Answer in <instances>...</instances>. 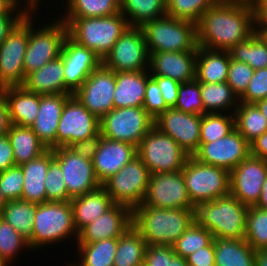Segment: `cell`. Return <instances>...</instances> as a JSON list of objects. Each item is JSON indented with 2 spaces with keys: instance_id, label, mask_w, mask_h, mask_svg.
Segmentation results:
<instances>
[{
  "instance_id": "ee69618b",
  "label": "cell",
  "mask_w": 267,
  "mask_h": 266,
  "mask_svg": "<svg viewBox=\"0 0 267 266\" xmlns=\"http://www.w3.org/2000/svg\"><path fill=\"white\" fill-rule=\"evenodd\" d=\"M244 239L256 251L267 249V209L249 207Z\"/></svg>"
},
{
  "instance_id": "cb8c5ba5",
  "label": "cell",
  "mask_w": 267,
  "mask_h": 266,
  "mask_svg": "<svg viewBox=\"0 0 267 266\" xmlns=\"http://www.w3.org/2000/svg\"><path fill=\"white\" fill-rule=\"evenodd\" d=\"M197 51L152 52L149 54V73L169 77L180 83L195 80Z\"/></svg>"
},
{
  "instance_id": "2a66077c",
  "label": "cell",
  "mask_w": 267,
  "mask_h": 266,
  "mask_svg": "<svg viewBox=\"0 0 267 266\" xmlns=\"http://www.w3.org/2000/svg\"><path fill=\"white\" fill-rule=\"evenodd\" d=\"M239 1H247V2H252L253 0H239Z\"/></svg>"
},
{
  "instance_id": "30bf717a",
  "label": "cell",
  "mask_w": 267,
  "mask_h": 266,
  "mask_svg": "<svg viewBox=\"0 0 267 266\" xmlns=\"http://www.w3.org/2000/svg\"><path fill=\"white\" fill-rule=\"evenodd\" d=\"M137 156L151 174L181 171L190 155L153 126L137 146Z\"/></svg>"
},
{
  "instance_id": "9c48e42d",
  "label": "cell",
  "mask_w": 267,
  "mask_h": 266,
  "mask_svg": "<svg viewBox=\"0 0 267 266\" xmlns=\"http://www.w3.org/2000/svg\"><path fill=\"white\" fill-rule=\"evenodd\" d=\"M188 196L195 207L230 194V172L190 156L182 168Z\"/></svg>"
},
{
  "instance_id": "83f0119b",
  "label": "cell",
  "mask_w": 267,
  "mask_h": 266,
  "mask_svg": "<svg viewBox=\"0 0 267 266\" xmlns=\"http://www.w3.org/2000/svg\"><path fill=\"white\" fill-rule=\"evenodd\" d=\"M54 159L53 149H48L40 157L19 165L24 174L22 199L34 204L47 202L45 177Z\"/></svg>"
},
{
  "instance_id": "ac0fdd59",
  "label": "cell",
  "mask_w": 267,
  "mask_h": 266,
  "mask_svg": "<svg viewBox=\"0 0 267 266\" xmlns=\"http://www.w3.org/2000/svg\"><path fill=\"white\" fill-rule=\"evenodd\" d=\"M250 155V143L234 129L227 136L211 143H200L192 155L196 160L232 171Z\"/></svg>"
},
{
  "instance_id": "484cf974",
  "label": "cell",
  "mask_w": 267,
  "mask_h": 266,
  "mask_svg": "<svg viewBox=\"0 0 267 266\" xmlns=\"http://www.w3.org/2000/svg\"><path fill=\"white\" fill-rule=\"evenodd\" d=\"M6 100L12 124L31 127L38 115L40 94L28 91L23 85L0 89Z\"/></svg>"
},
{
  "instance_id": "e575fe53",
  "label": "cell",
  "mask_w": 267,
  "mask_h": 266,
  "mask_svg": "<svg viewBox=\"0 0 267 266\" xmlns=\"http://www.w3.org/2000/svg\"><path fill=\"white\" fill-rule=\"evenodd\" d=\"M120 13L129 26L142 27L147 22L167 15L166 0H120Z\"/></svg>"
},
{
  "instance_id": "bcb514c9",
  "label": "cell",
  "mask_w": 267,
  "mask_h": 266,
  "mask_svg": "<svg viewBox=\"0 0 267 266\" xmlns=\"http://www.w3.org/2000/svg\"><path fill=\"white\" fill-rule=\"evenodd\" d=\"M26 247L30 249L28 240L0 217V258L9 265L14 260L16 263V256H19L21 250Z\"/></svg>"
},
{
  "instance_id": "d590c367",
  "label": "cell",
  "mask_w": 267,
  "mask_h": 266,
  "mask_svg": "<svg viewBox=\"0 0 267 266\" xmlns=\"http://www.w3.org/2000/svg\"><path fill=\"white\" fill-rule=\"evenodd\" d=\"M146 241L130 226L119 238L114 266H143Z\"/></svg>"
},
{
  "instance_id": "44dd1931",
  "label": "cell",
  "mask_w": 267,
  "mask_h": 266,
  "mask_svg": "<svg viewBox=\"0 0 267 266\" xmlns=\"http://www.w3.org/2000/svg\"><path fill=\"white\" fill-rule=\"evenodd\" d=\"M201 120L202 115L168 108L154 120V126L173 138L186 153L192 156L200 146Z\"/></svg>"
},
{
  "instance_id": "9f6ffc18",
  "label": "cell",
  "mask_w": 267,
  "mask_h": 266,
  "mask_svg": "<svg viewBox=\"0 0 267 266\" xmlns=\"http://www.w3.org/2000/svg\"><path fill=\"white\" fill-rule=\"evenodd\" d=\"M35 7H17L10 15H0V44L12 29Z\"/></svg>"
},
{
  "instance_id": "1f68e13d",
  "label": "cell",
  "mask_w": 267,
  "mask_h": 266,
  "mask_svg": "<svg viewBox=\"0 0 267 266\" xmlns=\"http://www.w3.org/2000/svg\"><path fill=\"white\" fill-rule=\"evenodd\" d=\"M215 266H256V250L245 239L214 238Z\"/></svg>"
},
{
  "instance_id": "d6a6232c",
  "label": "cell",
  "mask_w": 267,
  "mask_h": 266,
  "mask_svg": "<svg viewBox=\"0 0 267 266\" xmlns=\"http://www.w3.org/2000/svg\"><path fill=\"white\" fill-rule=\"evenodd\" d=\"M7 135L14 152L15 165L36 159L48 150L31 127L12 124Z\"/></svg>"
},
{
  "instance_id": "680465c9",
  "label": "cell",
  "mask_w": 267,
  "mask_h": 266,
  "mask_svg": "<svg viewBox=\"0 0 267 266\" xmlns=\"http://www.w3.org/2000/svg\"><path fill=\"white\" fill-rule=\"evenodd\" d=\"M15 166L14 152L7 133L0 136V172Z\"/></svg>"
},
{
  "instance_id": "7bdbcfd3",
  "label": "cell",
  "mask_w": 267,
  "mask_h": 266,
  "mask_svg": "<svg viewBox=\"0 0 267 266\" xmlns=\"http://www.w3.org/2000/svg\"><path fill=\"white\" fill-rule=\"evenodd\" d=\"M214 237L206 228L202 227L197 221L175 241L172 245L177 256L186 259L193 252L208 246Z\"/></svg>"
},
{
  "instance_id": "2644e50d",
  "label": "cell",
  "mask_w": 267,
  "mask_h": 266,
  "mask_svg": "<svg viewBox=\"0 0 267 266\" xmlns=\"http://www.w3.org/2000/svg\"><path fill=\"white\" fill-rule=\"evenodd\" d=\"M8 201L5 199L4 195H3V192L1 190V187H0V214H1V211H2V208L4 207V205L7 203Z\"/></svg>"
},
{
  "instance_id": "6125c7cd",
  "label": "cell",
  "mask_w": 267,
  "mask_h": 266,
  "mask_svg": "<svg viewBox=\"0 0 267 266\" xmlns=\"http://www.w3.org/2000/svg\"><path fill=\"white\" fill-rule=\"evenodd\" d=\"M22 1L24 6H22ZM17 7L34 6L28 0H0V15H10Z\"/></svg>"
},
{
  "instance_id": "816d5d0a",
  "label": "cell",
  "mask_w": 267,
  "mask_h": 266,
  "mask_svg": "<svg viewBox=\"0 0 267 266\" xmlns=\"http://www.w3.org/2000/svg\"><path fill=\"white\" fill-rule=\"evenodd\" d=\"M267 98V67L256 69L240 102L256 103Z\"/></svg>"
},
{
  "instance_id": "e7e4bbea",
  "label": "cell",
  "mask_w": 267,
  "mask_h": 266,
  "mask_svg": "<svg viewBox=\"0 0 267 266\" xmlns=\"http://www.w3.org/2000/svg\"><path fill=\"white\" fill-rule=\"evenodd\" d=\"M254 207L258 209H263V210L267 209V177L264 180L263 185H262L260 199Z\"/></svg>"
},
{
  "instance_id": "f35d334b",
  "label": "cell",
  "mask_w": 267,
  "mask_h": 266,
  "mask_svg": "<svg viewBox=\"0 0 267 266\" xmlns=\"http://www.w3.org/2000/svg\"><path fill=\"white\" fill-rule=\"evenodd\" d=\"M234 117L235 129L249 143L267 131V120L255 103L240 102Z\"/></svg>"
},
{
  "instance_id": "3957f363",
  "label": "cell",
  "mask_w": 267,
  "mask_h": 266,
  "mask_svg": "<svg viewBox=\"0 0 267 266\" xmlns=\"http://www.w3.org/2000/svg\"><path fill=\"white\" fill-rule=\"evenodd\" d=\"M60 19L68 27V36L77 44L92 50L102 61L129 27L121 13L104 17Z\"/></svg>"
},
{
  "instance_id": "ffe728a7",
  "label": "cell",
  "mask_w": 267,
  "mask_h": 266,
  "mask_svg": "<svg viewBox=\"0 0 267 266\" xmlns=\"http://www.w3.org/2000/svg\"><path fill=\"white\" fill-rule=\"evenodd\" d=\"M267 177V160L249 155L230 171V194L248 207L260 199Z\"/></svg>"
},
{
  "instance_id": "ba28073f",
  "label": "cell",
  "mask_w": 267,
  "mask_h": 266,
  "mask_svg": "<svg viewBox=\"0 0 267 266\" xmlns=\"http://www.w3.org/2000/svg\"><path fill=\"white\" fill-rule=\"evenodd\" d=\"M100 136V119L72 95L65 103L56 132V148H88Z\"/></svg>"
},
{
  "instance_id": "52a82bcc",
  "label": "cell",
  "mask_w": 267,
  "mask_h": 266,
  "mask_svg": "<svg viewBox=\"0 0 267 266\" xmlns=\"http://www.w3.org/2000/svg\"><path fill=\"white\" fill-rule=\"evenodd\" d=\"M38 9L39 7H35L29 12V39L24 56V73L26 76L30 72L43 67L49 61L58 58L64 40L68 36V27L60 18L46 25H38L37 29L34 24L37 18L33 15L34 13L37 14Z\"/></svg>"
},
{
  "instance_id": "b9f144b4",
  "label": "cell",
  "mask_w": 267,
  "mask_h": 266,
  "mask_svg": "<svg viewBox=\"0 0 267 266\" xmlns=\"http://www.w3.org/2000/svg\"><path fill=\"white\" fill-rule=\"evenodd\" d=\"M235 129L233 113H206L202 115L200 143H211L227 136Z\"/></svg>"
},
{
  "instance_id": "74e56055",
  "label": "cell",
  "mask_w": 267,
  "mask_h": 266,
  "mask_svg": "<svg viewBox=\"0 0 267 266\" xmlns=\"http://www.w3.org/2000/svg\"><path fill=\"white\" fill-rule=\"evenodd\" d=\"M36 204L23 199L8 201L2 208L0 217L18 233L29 240L33 233Z\"/></svg>"
},
{
  "instance_id": "94428289",
  "label": "cell",
  "mask_w": 267,
  "mask_h": 266,
  "mask_svg": "<svg viewBox=\"0 0 267 266\" xmlns=\"http://www.w3.org/2000/svg\"><path fill=\"white\" fill-rule=\"evenodd\" d=\"M12 123L9 116V110L3 92L0 90V136L6 134Z\"/></svg>"
},
{
  "instance_id": "7a4b0ae2",
  "label": "cell",
  "mask_w": 267,
  "mask_h": 266,
  "mask_svg": "<svg viewBox=\"0 0 267 266\" xmlns=\"http://www.w3.org/2000/svg\"><path fill=\"white\" fill-rule=\"evenodd\" d=\"M195 221V209L137 206L132 210V226L147 245L172 246Z\"/></svg>"
},
{
  "instance_id": "4fadbf2b",
  "label": "cell",
  "mask_w": 267,
  "mask_h": 266,
  "mask_svg": "<svg viewBox=\"0 0 267 266\" xmlns=\"http://www.w3.org/2000/svg\"><path fill=\"white\" fill-rule=\"evenodd\" d=\"M150 175L146 165L136 156L119 172L107 179L102 186L114 204L125 205L133 210L141 205L145 198Z\"/></svg>"
},
{
  "instance_id": "603a6c76",
  "label": "cell",
  "mask_w": 267,
  "mask_h": 266,
  "mask_svg": "<svg viewBox=\"0 0 267 266\" xmlns=\"http://www.w3.org/2000/svg\"><path fill=\"white\" fill-rule=\"evenodd\" d=\"M130 226H132V210L125 205L114 204L78 233L77 243L119 238Z\"/></svg>"
},
{
  "instance_id": "f6af8a7d",
  "label": "cell",
  "mask_w": 267,
  "mask_h": 266,
  "mask_svg": "<svg viewBox=\"0 0 267 266\" xmlns=\"http://www.w3.org/2000/svg\"><path fill=\"white\" fill-rule=\"evenodd\" d=\"M218 0H166L168 16L197 24L203 13Z\"/></svg>"
},
{
  "instance_id": "4316f807",
  "label": "cell",
  "mask_w": 267,
  "mask_h": 266,
  "mask_svg": "<svg viewBox=\"0 0 267 266\" xmlns=\"http://www.w3.org/2000/svg\"><path fill=\"white\" fill-rule=\"evenodd\" d=\"M149 70L115 72L114 108L142 107Z\"/></svg>"
},
{
  "instance_id": "d4e9b609",
  "label": "cell",
  "mask_w": 267,
  "mask_h": 266,
  "mask_svg": "<svg viewBox=\"0 0 267 266\" xmlns=\"http://www.w3.org/2000/svg\"><path fill=\"white\" fill-rule=\"evenodd\" d=\"M71 96V94L40 95L38 115L31 128L48 149L56 148V132L61 113Z\"/></svg>"
},
{
  "instance_id": "7c38bea8",
  "label": "cell",
  "mask_w": 267,
  "mask_h": 266,
  "mask_svg": "<svg viewBox=\"0 0 267 266\" xmlns=\"http://www.w3.org/2000/svg\"><path fill=\"white\" fill-rule=\"evenodd\" d=\"M153 126L143 107L113 108L100 119V136L137 147Z\"/></svg>"
},
{
  "instance_id": "8c879c8a",
  "label": "cell",
  "mask_w": 267,
  "mask_h": 266,
  "mask_svg": "<svg viewBox=\"0 0 267 266\" xmlns=\"http://www.w3.org/2000/svg\"><path fill=\"white\" fill-rule=\"evenodd\" d=\"M0 266H10L9 264H7L4 260H2L0 258Z\"/></svg>"
},
{
  "instance_id": "34e18365",
  "label": "cell",
  "mask_w": 267,
  "mask_h": 266,
  "mask_svg": "<svg viewBox=\"0 0 267 266\" xmlns=\"http://www.w3.org/2000/svg\"><path fill=\"white\" fill-rule=\"evenodd\" d=\"M75 263H76V264H75ZM68 265H69V266H79V265L77 264V262H74V263H73V262H72V263L70 262ZM66 266H67V265H66Z\"/></svg>"
},
{
  "instance_id": "60d3db41",
  "label": "cell",
  "mask_w": 267,
  "mask_h": 266,
  "mask_svg": "<svg viewBox=\"0 0 267 266\" xmlns=\"http://www.w3.org/2000/svg\"><path fill=\"white\" fill-rule=\"evenodd\" d=\"M59 18L104 17L120 13V0H67Z\"/></svg>"
},
{
  "instance_id": "f5cc1de1",
  "label": "cell",
  "mask_w": 267,
  "mask_h": 266,
  "mask_svg": "<svg viewBox=\"0 0 267 266\" xmlns=\"http://www.w3.org/2000/svg\"><path fill=\"white\" fill-rule=\"evenodd\" d=\"M142 107L154 120L169 108L161 95L157 82L151 76L147 80Z\"/></svg>"
},
{
  "instance_id": "f1b7e54d",
  "label": "cell",
  "mask_w": 267,
  "mask_h": 266,
  "mask_svg": "<svg viewBox=\"0 0 267 266\" xmlns=\"http://www.w3.org/2000/svg\"><path fill=\"white\" fill-rule=\"evenodd\" d=\"M70 203L73 210V224L78 233L114 205L102 185L83 196L71 199Z\"/></svg>"
},
{
  "instance_id": "7402d4cb",
  "label": "cell",
  "mask_w": 267,
  "mask_h": 266,
  "mask_svg": "<svg viewBox=\"0 0 267 266\" xmlns=\"http://www.w3.org/2000/svg\"><path fill=\"white\" fill-rule=\"evenodd\" d=\"M60 56L63 61L65 90L71 95L102 63L92 50L77 44L69 36L64 40Z\"/></svg>"
},
{
  "instance_id": "db71d44e",
  "label": "cell",
  "mask_w": 267,
  "mask_h": 266,
  "mask_svg": "<svg viewBox=\"0 0 267 266\" xmlns=\"http://www.w3.org/2000/svg\"><path fill=\"white\" fill-rule=\"evenodd\" d=\"M175 255L172 246L147 245L143 266H170V260Z\"/></svg>"
},
{
  "instance_id": "d6986e66",
  "label": "cell",
  "mask_w": 267,
  "mask_h": 266,
  "mask_svg": "<svg viewBox=\"0 0 267 266\" xmlns=\"http://www.w3.org/2000/svg\"><path fill=\"white\" fill-rule=\"evenodd\" d=\"M95 176L101 185L137 156V147L99 136L89 147Z\"/></svg>"
},
{
  "instance_id": "2e32d148",
  "label": "cell",
  "mask_w": 267,
  "mask_h": 266,
  "mask_svg": "<svg viewBox=\"0 0 267 266\" xmlns=\"http://www.w3.org/2000/svg\"><path fill=\"white\" fill-rule=\"evenodd\" d=\"M139 206L195 209L182 171L151 174L145 198Z\"/></svg>"
},
{
  "instance_id": "f907efd6",
  "label": "cell",
  "mask_w": 267,
  "mask_h": 266,
  "mask_svg": "<svg viewBox=\"0 0 267 266\" xmlns=\"http://www.w3.org/2000/svg\"><path fill=\"white\" fill-rule=\"evenodd\" d=\"M254 69L244 62L236 61L230 58L227 73V84L240 97L248 87V84L254 74Z\"/></svg>"
},
{
  "instance_id": "be15d7a7",
  "label": "cell",
  "mask_w": 267,
  "mask_h": 266,
  "mask_svg": "<svg viewBox=\"0 0 267 266\" xmlns=\"http://www.w3.org/2000/svg\"><path fill=\"white\" fill-rule=\"evenodd\" d=\"M252 7L256 20H267V0H253Z\"/></svg>"
},
{
  "instance_id": "4dcf8cb0",
  "label": "cell",
  "mask_w": 267,
  "mask_h": 266,
  "mask_svg": "<svg viewBox=\"0 0 267 266\" xmlns=\"http://www.w3.org/2000/svg\"><path fill=\"white\" fill-rule=\"evenodd\" d=\"M229 51L197 48L195 79L200 83L227 82Z\"/></svg>"
},
{
  "instance_id": "277c9868",
  "label": "cell",
  "mask_w": 267,
  "mask_h": 266,
  "mask_svg": "<svg viewBox=\"0 0 267 266\" xmlns=\"http://www.w3.org/2000/svg\"><path fill=\"white\" fill-rule=\"evenodd\" d=\"M249 207L231 194L199 204L195 220L214 238L244 239Z\"/></svg>"
},
{
  "instance_id": "7dc6e473",
  "label": "cell",
  "mask_w": 267,
  "mask_h": 266,
  "mask_svg": "<svg viewBox=\"0 0 267 266\" xmlns=\"http://www.w3.org/2000/svg\"><path fill=\"white\" fill-rule=\"evenodd\" d=\"M188 114L204 115V106L201 98L200 82L196 79L181 83L178 97L173 107Z\"/></svg>"
},
{
  "instance_id": "8992f818",
  "label": "cell",
  "mask_w": 267,
  "mask_h": 266,
  "mask_svg": "<svg viewBox=\"0 0 267 266\" xmlns=\"http://www.w3.org/2000/svg\"><path fill=\"white\" fill-rule=\"evenodd\" d=\"M148 53L197 51V24L168 15L142 27Z\"/></svg>"
},
{
  "instance_id": "6f0895ef",
  "label": "cell",
  "mask_w": 267,
  "mask_h": 266,
  "mask_svg": "<svg viewBox=\"0 0 267 266\" xmlns=\"http://www.w3.org/2000/svg\"><path fill=\"white\" fill-rule=\"evenodd\" d=\"M214 242L190 254L187 258L188 266H215Z\"/></svg>"
},
{
  "instance_id": "6da1fadb",
  "label": "cell",
  "mask_w": 267,
  "mask_h": 266,
  "mask_svg": "<svg viewBox=\"0 0 267 266\" xmlns=\"http://www.w3.org/2000/svg\"><path fill=\"white\" fill-rule=\"evenodd\" d=\"M257 30L251 2L218 0L197 23V44L212 50L229 51Z\"/></svg>"
},
{
  "instance_id": "9a60e30c",
  "label": "cell",
  "mask_w": 267,
  "mask_h": 266,
  "mask_svg": "<svg viewBox=\"0 0 267 266\" xmlns=\"http://www.w3.org/2000/svg\"><path fill=\"white\" fill-rule=\"evenodd\" d=\"M102 63L114 72L148 70L149 53L142 28L129 26Z\"/></svg>"
},
{
  "instance_id": "5b68a950",
  "label": "cell",
  "mask_w": 267,
  "mask_h": 266,
  "mask_svg": "<svg viewBox=\"0 0 267 266\" xmlns=\"http://www.w3.org/2000/svg\"><path fill=\"white\" fill-rule=\"evenodd\" d=\"M77 243L78 232L73 224L70 201L36 204L33 233L28 240L30 250L37 251L45 246L72 239ZM76 237V238H74Z\"/></svg>"
},
{
  "instance_id": "ab89813d",
  "label": "cell",
  "mask_w": 267,
  "mask_h": 266,
  "mask_svg": "<svg viewBox=\"0 0 267 266\" xmlns=\"http://www.w3.org/2000/svg\"><path fill=\"white\" fill-rule=\"evenodd\" d=\"M79 266H114L118 238H109L92 243H76Z\"/></svg>"
},
{
  "instance_id": "11e5206c",
  "label": "cell",
  "mask_w": 267,
  "mask_h": 266,
  "mask_svg": "<svg viewBox=\"0 0 267 266\" xmlns=\"http://www.w3.org/2000/svg\"><path fill=\"white\" fill-rule=\"evenodd\" d=\"M35 7V0H28Z\"/></svg>"
},
{
  "instance_id": "03108f58",
  "label": "cell",
  "mask_w": 267,
  "mask_h": 266,
  "mask_svg": "<svg viewBox=\"0 0 267 266\" xmlns=\"http://www.w3.org/2000/svg\"><path fill=\"white\" fill-rule=\"evenodd\" d=\"M256 266H267V249L256 251Z\"/></svg>"
},
{
  "instance_id": "c3c4849f",
  "label": "cell",
  "mask_w": 267,
  "mask_h": 266,
  "mask_svg": "<svg viewBox=\"0 0 267 266\" xmlns=\"http://www.w3.org/2000/svg\"><path fill=\"white\" fill-rule=\"evenodd\" d=\"M44 185L47 202H64L71 200L63 179L62 169L55 159L50 162Z\"/></svg>"
},
{
  "instance_id": "003e7915",
  "label": "cell",
  "mask_w": 267,
  "mask_h": 266,
  "mask_svg": "<svg viewBox=\"0 0 267 266\" xmlns=\"http://www.w3.org/2000/svg\"><path fill=\"white\" fill-rule=\"evenodd\" d=\"M170 266H188L186 259L175 255L171 260H170Z\"/></svg>"
},
{
  "instance_id": "836d02e7",
  "label": "cell",
  "mask_w": 267,
  "mask_h": 266,
  "mask_svg": "<svg viewBox=\"0 0 267 266\" xmlns=\"http://www.w3.org/2000/svg\"><path fill=\"white\" fill-rule=\"evenodd\" d=\"M200 91L204 114L222 112L234 114L240 103L238 95L227 82L200 83Z\"/></svg>"
},
{
  "instance_id": "5bb4252c",
  "label": "cell",
  "mask_w": 267,
  "mask_h": 266,
  "mask_svg": "<svg viewBox=\"0 0 267 266\" xmlns=\"http://www.w3.org/2000/svg\"><path fill=\"white\" fill-rule=\"evenodd\" d=\"M29 39V13L12 29L0 44V89L23 85L24 56Z\"/></svg>"
},
{
  "instance_id": "a7ac6f4b",
  "label": "cell",
  "mask_w": 267,
  "mask_h": 266,
  "mask_svg": "<svg viewBox=\"0 0 267 266\" xmlns=\"http://www.w3.org/2000/svg\"><path fill=\"white\" fill-rule=\"evenodd\" d=\"M258 109L262 112L265 119L267 120V98L260 100L255 103Z\"/></svg>"
},
{
  "instance_id": "e0dca14e",
  "label": "cell",
  "mask_w": 267,
  "mask_h": 266,
  "mask_svg": "<svg viewBox=\"0 0 267 266\" xmlns=\"http://www.w3.org/2000/svg\"><path fill=\"white\" fill-rule=\"evenodd\" d=\"M115 72L101 63L73 94L92 114L101 119L114 108Z\"/></svg>"
},
{
  "instance_id": "8fae6325",
  "label": "cell",
  "mask_w": 267,
  "mask_h": 266,
  "mask_svg": "<svg viewBox=\"0 0 267 266\" xmlns=\"http://www.w3.org/2000/svg\"><path fill=\"white\" fill-rule=\"evenodd\" d=\"M59 163L68 195L71 199L83 196L101 186L94 173L88 148L58 147L53 149Z\"/></svg>"
},
{
  "instance_id": "753ad0ef",
  "label": "cell",
  "mask_w": 267,
  "mask_h": 266,
  "mask_svg": "<svg viewBox=\"0 0 267 266\" xmlns=\"http://www.w3.org/2000/svg\"><path fill=\"white\" fill-rule=\"evenodd\" d=\"M41 0H35V7H39L40 8V4H41Z\"/></svg>"
},
{
  "instance_id": "11a10c76",
  "label": "cell",
  "mask_w": 267,
  "mask_h": 266,
  "mask_svg": "<svg viewBox=\"0 0 267 266\" xmlns=\"http://www.w3.org/2000/svg\"><path fill=\"white\" fill-rule=\"evenodd\" d=\"M150 76L157 82L166 105L169 108H173L177 101L178 90L181 83L169 77H162L159 75Z\"/></svg>"
},
{
  "instance_id": "89a4df30",
  "label": "cell",
  "mask_w": 267,
  "mask_h": 266,
  "mask_svg": "<svg viewBox=\"0 0 267 266\" xmlns=\"http://www.w3.org/2000/svg\"><path fill=\"white\" fill-rule=\"evenodd\" d=\"M258 29L267 38V20H256Z\"/></svg>"
},
{
  "instance_id": "681fc988",
  "label": "cell",
  "mask_w": 267,
  "mask_h": 266,
  "mask_svg": "<svg viewBox=\"0 0 267 266\" xmlns=\"http://www.w3.org/2000/svg\"><path fill=\"white\" fill-rule=\"evenodd\" d=\"M24 174L19 165L0 172V187L7 201L22 199Z\"/></svg>"
},
{
  "instance_id": "f546056e",
  "label": "cell",
  "mask_w": 267,
  "mask_h": 266,
  "mask_svg": "<svg viewBox=\"0 0 267 266\" xmlns=\"http://www.w3.org/2000/svg\"><path fill=\"white\" fill-rule=\"evenodd\" d=\"M28 90L40 95L69 94L65 90L62 57L49 61L43 67L30 72L23 83Z\"/></svg>"
},
{
  "instance_id": "8d00e7d4",
  "label": "cell",
  "mask_w": 267,
  "mask_h": 266,
  "mask_svg": "<svg viewBox=\"0 0 267 266\" xmlns=\"http://www.w3.org/2000/svg\"><path fill=\"white\" fill-rule=\"evenodd\" d=\"M232 59L250 65L254 70L267 67V38L258 29L247 40L229 50Z\"/></svg>"
},
{
  "instance_id": "91938a15",
  "label": "cell",
  "mask_w": 267,
  "mask_h": 266,
  "mask_svg": "<svg viewBox=\"0 0 267 266\" xmlns=\"http://www.w3.org/2000/svg\"><path fill=\"white\" fill-rule=\"evenodd\" d=\"M250 155L267 160V131L250 143Z\"/></svg>"
}]
</instances>
